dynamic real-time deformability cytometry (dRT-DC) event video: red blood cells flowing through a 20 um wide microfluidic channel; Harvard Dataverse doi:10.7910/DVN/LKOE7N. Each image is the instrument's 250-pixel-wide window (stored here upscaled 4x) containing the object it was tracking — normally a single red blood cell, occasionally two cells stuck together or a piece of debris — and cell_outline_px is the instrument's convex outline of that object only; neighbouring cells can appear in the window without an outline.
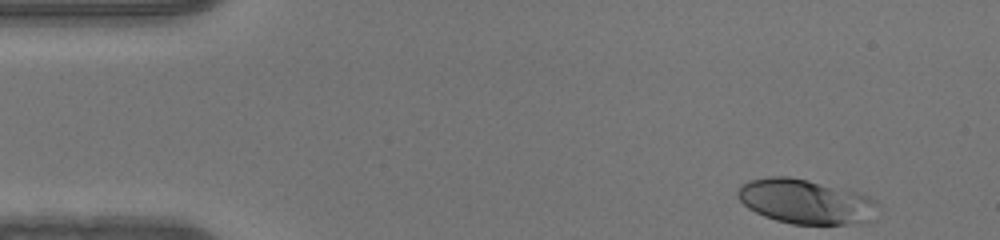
{"species": "human", "species_latin": "Homo sapiens", "temperature_condition": "warm", "stored_images_in_passage": 46, "camera_frame_rate_fps": 3000, "um_per_image_px": 0.085, "donor": {"sex": "male"}, "frame": {"image": 1, "passage_image": 1, "time_ms": 0.0, "image_size_px": [1000, 240], "cell_outline_px": [[880, 204], [860, 224], [792, 224], [776, 220], [764, 216], [748, 208], [736, 196], [736, 192], [748, 180], [768, 176], [788, 176], [808, 180], [856, 192], [868, 196], [876, 200]], "centroid_in_image_um": [68.42, 17.12], "position_along_channel_um": 16.6, "area_um2": 35.95}}
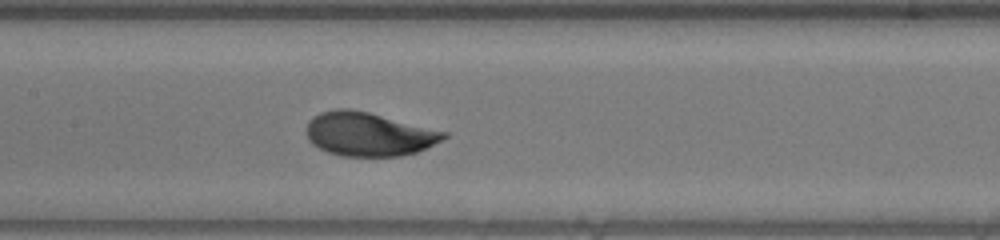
{"frame": {"image": 2, "passage_image": 20, "time_ms": 6.333, "image_size_px": [1000, 240], "cell_outline_px": [[448, 136], [416, 152], [400, 156], [340, 156], [328, 152], [312, 144], [308, 140], [304, 132], [308, 120], [312, 116], [320, 112], [336, 108], [348, 108], [368, 112], [448, 132]], "centroid_in_image_um": [31.26, 11.39], "position_along_channel_um": 176.1, "area_um2": 35.08}}
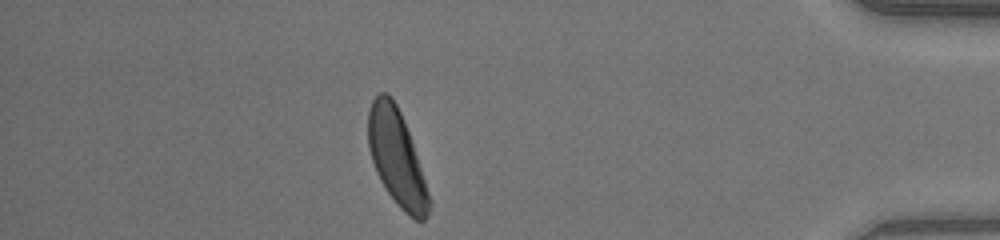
{"frame": {"image": 3, "passage_image": 40, "time_ms": 13.0, "image_size_px": [1000, 240], "cell_outline_px": [[432, 204], [428, 216], [424, 220], [416, 220], [408, 216], [396, 204], [380, 180], [376, 172], [368, 148], [368, 108], [372, 100], [380, 92], [384, 92], [392, 96], [404, 120], [432, 200]], "centroid_in_image_um": [33.72, 13.43], "position_along_channel_um": 401.5, "area_um2": 34.04}}